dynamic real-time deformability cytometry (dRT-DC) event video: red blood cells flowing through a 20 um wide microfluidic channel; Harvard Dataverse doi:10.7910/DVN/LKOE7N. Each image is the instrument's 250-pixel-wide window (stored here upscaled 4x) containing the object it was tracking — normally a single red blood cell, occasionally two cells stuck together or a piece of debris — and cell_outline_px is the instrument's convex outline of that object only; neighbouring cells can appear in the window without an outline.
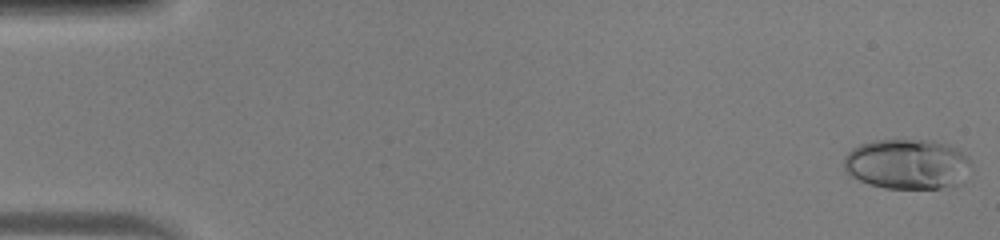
{"species": "human", "species_latin": "Homo sapiens", "temperature_condition": "warm", "stored_images_in_passage": 50, "camera_frame_rate_fps": 3000, "um_per_image_px": 0.085, "donor": {"sex": "male"}, "frame": {"image": 1, "passage_image": 1, "time_ms": 0.0, "image_size_px": [1000, 240], "cell_outline_px": [[968, 164], [956, 184], [940, 188], [884, 188], [868, 184], [852, 176], [844, 168], [844, 156], [852, 148], [860, 144], [872, 140], [928, 140], [960, 148], [968, 156]], "centroid_in_image_um": [77.03, 13.92], "position_along_channel_um": 8.0, "area_um2": 36.65}}
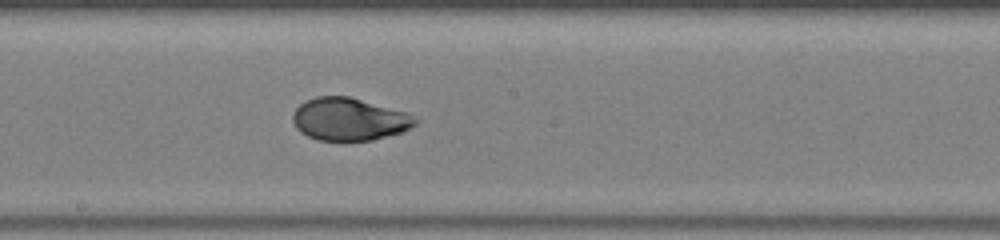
{"frame": {"image": 2, "passage_image": 28, "time_ms": 9.0, "image_size_px": [1000, 240], "cell_outline_px": [[420, 120], [416, 124], [400, 132], [372, 140], [344, 144], [316, 140], [300, 132], [296, 128], [292, 120], [292, 112], [304, 100], [316, 96], [348, 96], [408, 112]], "centroid_in_image_um": [29.64, 10.17], "position_along_channel_um": 218.6, "area_um2": 31.33}}
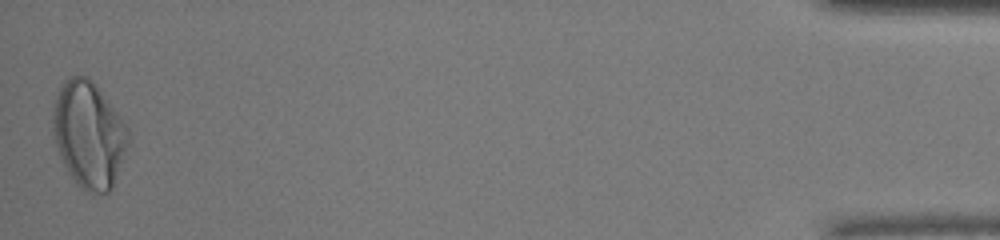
{"frame": {"image": 3, "passage_image": 50, "time_ms": 16.333, "image_size_px": [1000, 240], "cell_outline_px": [[132, 144], [112, 188], [108, 192], [92, 196], [80, 188], [76, 184], [68, 172], [60, 156], [52, 132], [52, 116], [56, 96], [64, 80], [72, 76], [88, 76], [96, 84], [128, 128]], "centroid_in_image_um": [7.59, 11.5], "position_along_channel_um": 427.6, "area_um2": 47.51}, "authors_computed_cell_mechanics": {"area_um2": 32.4547, "velocity_mm_per_s": 4.0973, "shape_relaxation_time_tau1_ms": 5.6808, "shape_relaxation_time_tau2_ms": null, "deformation_change_tau1": 0.2428, "deformation_change_tau2": null}}